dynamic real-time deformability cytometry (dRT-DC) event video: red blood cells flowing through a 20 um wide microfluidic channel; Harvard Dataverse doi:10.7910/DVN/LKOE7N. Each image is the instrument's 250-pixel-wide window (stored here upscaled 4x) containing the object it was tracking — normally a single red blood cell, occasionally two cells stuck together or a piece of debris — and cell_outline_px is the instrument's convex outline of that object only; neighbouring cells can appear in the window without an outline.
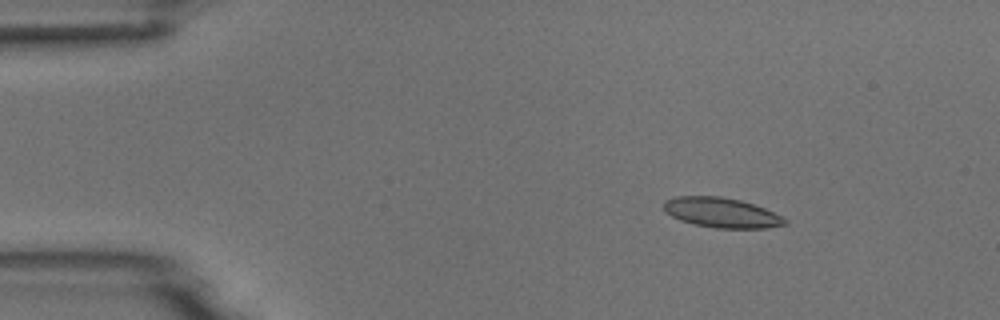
{"species": "common noctule bat (a hibernating species)", "species_latin": "Nyctalus noctula", "temperature_condition": "room temperature", "stored_images_in_passage": 6, "camera_frame_rate_fps": 3000, "um_per_image_px": 0.085, "animal": {"sex": "male", "body_mass_g": 18.8}, "frame": {"image": 1, "passage_image": 2, "time_ms": 1.333, "image_size_px": [1000, 320], "cell_outline_px": [[788, 224], [768, 228], [716, 228], [692, 224], [680, 220], [672, 216], [664, 208], [664, 200], [676, 196], [720, 196], [740, 200], [764, 208], [788, 220]], "centroid_in_image_um": [61.33, 18.08], "position_along_channel_um": 23.7, "area_um2": 21.04}}
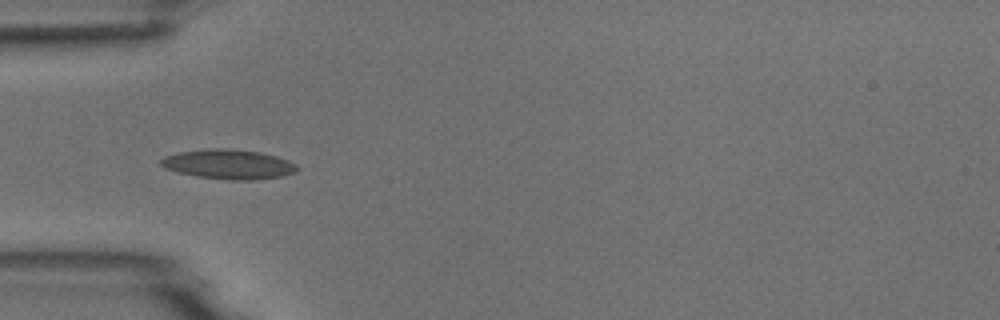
{"frame": {"image": 2, "passage_image": 4, "time_ms": 4.333, "image_size_px": [1000, 320], "cell_outline_px": [[300, 168], [296, 172], [280, 176], [252, 180], [228, 180], [196, 176], [164, 168], [160, 164], [160, 160], [164, 156], [180, 152], [212, 148], [228, 148], [260, 152], [276, 156], [288, 160], [296, 164]], "centroid_in_image_um": [19.44, 13.96], "position_along_channel_um": 65.6, "area_um2": 23.47}}